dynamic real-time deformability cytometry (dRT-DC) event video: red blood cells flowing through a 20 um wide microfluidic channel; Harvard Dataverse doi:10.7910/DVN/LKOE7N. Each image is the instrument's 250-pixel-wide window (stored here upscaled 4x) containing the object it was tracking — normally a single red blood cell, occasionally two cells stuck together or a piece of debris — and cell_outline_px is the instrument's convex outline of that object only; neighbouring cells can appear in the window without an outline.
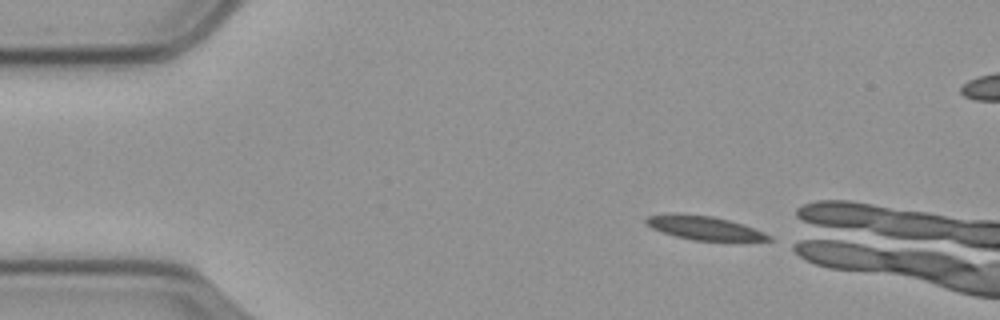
{"species": "common noctule bat (a hibernating species)", "species_latin": "Nyctalus noctula", "temperature_condition": "cold", "stored_images_in_passage": 51, "camera_frame_rate_fps": 3000, "um_per_image_px": 0.085, "animal": {"sex": "male", "body_mass_g": 23.1, "forearm_length_mm": 52.7}, "frame": {"image": 1, "passage_image": 1, "time_ms": 0.0, "image_size_px": [1000, 320], "cell_outline_px": [[772, 240], [692, 240], [676, 236], [652, 228], [644, 224], [644, 220], [648, 216], [672, 212], [676, 212], [712, 216], [728, 220], [764, 232], [772, 236]], "centroid_in_image_um": [59.77, 19.34], "position_along_channel_um": 25.2, "area_um2": 16.82}}
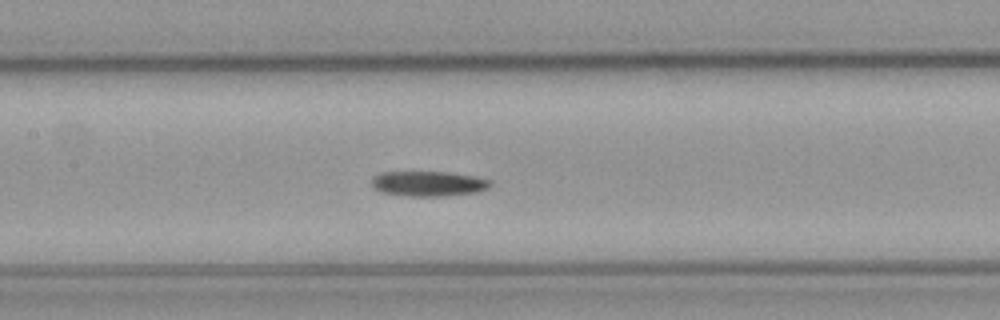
{"frame": {"image": 2, "passage_image": 19, "time_ms": 6.0, "image_size_px": [1000, 320], "cell_outline_px": [[492, 184], [488, 188], [476, 192], [444, 196], [408, 196], [380, 192], [372, 188], [372, 176], [380, 172], [448, 172], [472, 176], [492, 180]], "centroid_in_image_um": [36.38, 15.61], "position_along_channel_um": 171.0, "area_um2": 17.46}}
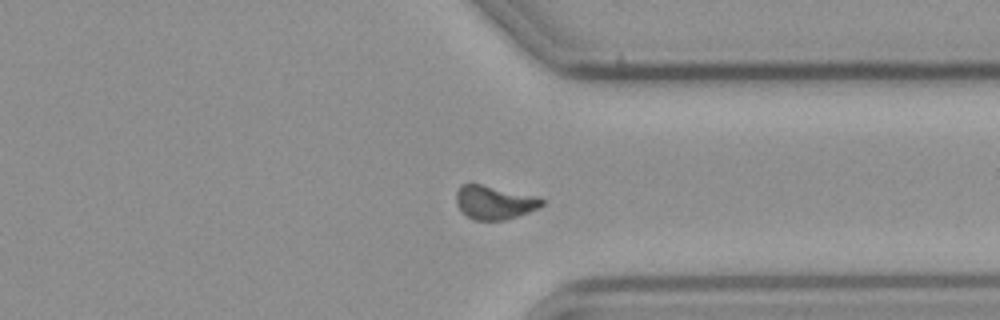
{"frame": {"image": 3, "passage_image": 36, "time_ms": 11.667, "image_size_px": [1000, 320], "cell_outline_px": [[544, 204], [528, 212], [504, 220], [472, 220], [456, 204], [456, 192], [460, 184], [480, 184], [540, 196], [544, 200]], "centroid_in_image_um": [42.03, 17.19], "position_along_channel_um": 369.4, "area_um2": 16.76}}